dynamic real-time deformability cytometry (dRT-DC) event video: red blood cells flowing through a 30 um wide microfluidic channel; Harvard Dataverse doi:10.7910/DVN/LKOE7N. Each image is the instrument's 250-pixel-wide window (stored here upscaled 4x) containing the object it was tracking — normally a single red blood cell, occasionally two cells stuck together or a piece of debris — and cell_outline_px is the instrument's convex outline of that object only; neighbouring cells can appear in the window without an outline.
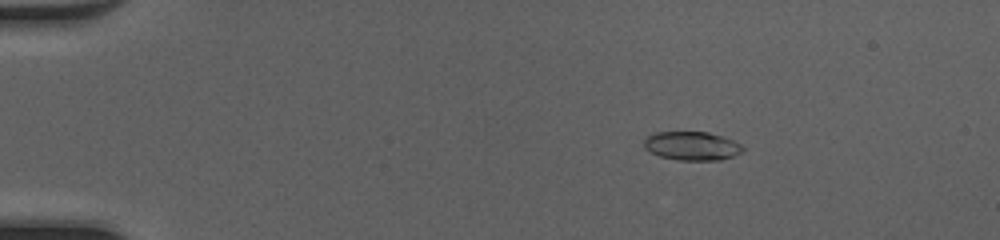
{"species": "common noctule bat (a hibernating species)", "species_latin": "Nyctalus noctula", "temperature_condition": "cold", "stored_images_in_passage": 50, "camera_frame_rate_fps": 3000, "um_per_image_px": 0.085, "animal": {"sex": "female", "body_mass_g": 20.0, "forearm_length_mm": 54.0}, "frame": {"image": 1, "passage_image": 9, "time_ms": 2.667, "image_size_px": [1000, 240], "cell_outline_px": [[744, 148], [740, 152], [732, 156], [720, 160], [676, 160], [660, 156], [644, 148], [644, 140], [648, 136], [656, 132], [708, 132], [732, 140], [740, 144]], "centroid_in_image_um": [58.79, 12.4], "position_along_channel_um": 26.2, "area_um2": 16.3}}
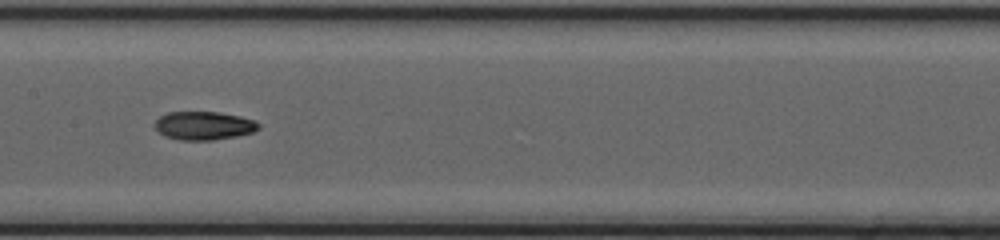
{"frame": {"image": 2, "passage_image": 27, "time_ms": 8.667, "image_size_px": [1000, 240], "cell_outline_px": [[260, 128], [252, 132], [236, 136], [212, 140], [180, 140], [164, 136], [152, 124], [160, 116], [168, 112], [220, 112], [240, 116], [256, 120], [260, 124]], "centroid_in_image_um": [17.33, 10.67], "position_along_channel_um": 190.1, "area_um2": 17.28}}
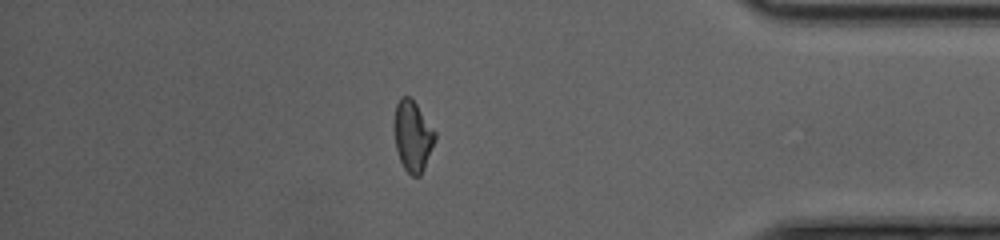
{"frame": {"image": 3, "passage_image": 44, "time_ms": 14.333, "image_size_px": [1000, 240], "cell_outline_px": [[436, 140], [424, 168], [420, 176], [412, 176], [404, 168], [400, 160], [396, 148], [392, 128], [392, 124], [396, 104], [400, 96], [408, 96], [416, 104], [436, 132]], "centroid_in_image_um": [35.05, 11.55], "position_along_channel_um": 400.1, "area_um2": 17.05}, "authors_computed_cell_mechanics": {"area_um2": 16.9354, "velocity_mm_per_s": 4.2206, "shape_relaxation_time_tau1_ms": 6.7707, "shape_relaxation_time_tau2_ms": 3.1886, "deformation_change_tau1": 0.2127, "deformation_change_tau2": 0.0705}}